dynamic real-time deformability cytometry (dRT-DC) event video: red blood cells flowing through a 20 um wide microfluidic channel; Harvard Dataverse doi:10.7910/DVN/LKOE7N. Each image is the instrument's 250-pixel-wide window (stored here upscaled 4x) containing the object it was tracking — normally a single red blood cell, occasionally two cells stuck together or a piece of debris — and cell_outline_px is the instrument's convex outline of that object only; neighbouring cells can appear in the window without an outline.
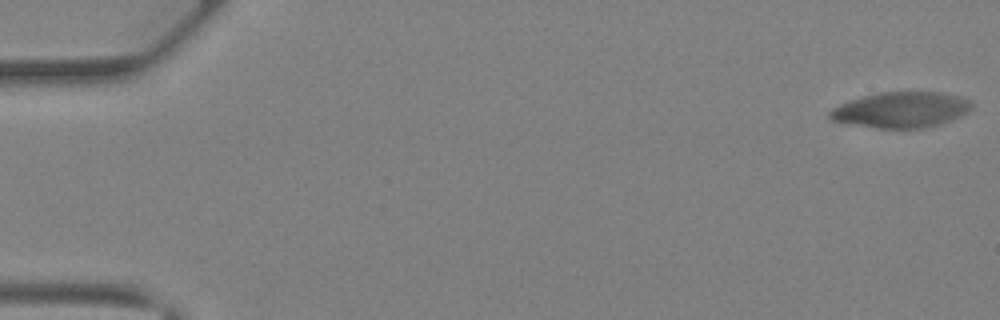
{"species": "Egyptian fruit bat (a non-hibernating species)", "species_latin": "Rousettus aegyptiacus", "temperature_condition": "warm", "stored_images_in_passage": 51, "camera_frame_rate_fps": 3000, "um_per_image_px": 0.085, "animal": {"sex": "female"}, "frame": {"image": 1, "passage_image": 1, "time_ms": 0.0, "image_size_px": [1000, 320], "cell_outline_px": [[972, 108], [968, 112], [960, 116], [940, 124], [924, 128], [876, 128], [840, 124], [832, 120], [828, 116], [828, 112], [832, 108], [848, 100], [880, 92], [940, 92], [960, 96], [968, 100], [972, 104]], "centroid_in_image_um": [76.54, 9.34], "position_along_channel_um": 8.5, "area_um2": 29.82}}
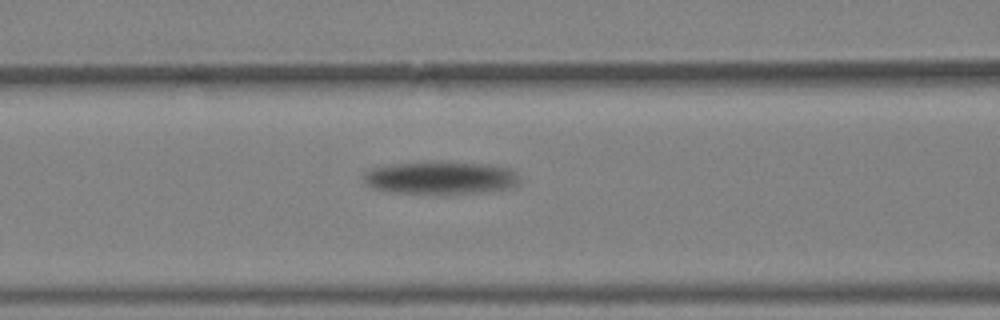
{"frame": {"image": 2, "passage_image": 24, "time_ms": 7.667, "image_size_px": [1000, 320], "cell_outline_px": [[520, 180], [516, 184], [508, 188], [496, 192], [440, 196], [392, 192], [376, 188], [368, 184], [364, 180], [364, 176], [372, 168], [396, 164], [488, 164], [508, 168], [520, 176]], "centroid_in_image_um": [37.55, 15.2], "position_along_channel_um": 129.1, "area_um2": 29.59}}
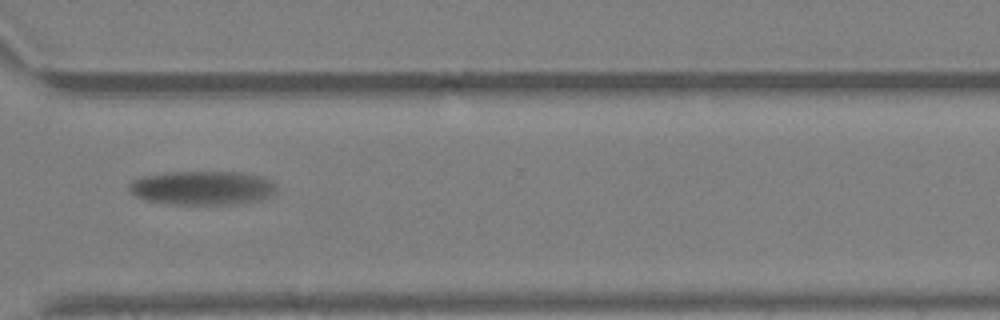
{"frame": {"image": 3, "passage_image": 41, "time_ms": 13.333, "image_size_px": [1000, 320], "cell_outline_px": [[276, 192], [272, 196], [260, 200], [236, 204], [172, 204], [144, 200], [136, 196], [128, 188], [128, 184], [132, 180], [140, 176], [168, 172], [240, 172], [264, 176], [272, 180], [276, 184]], "centroid_in_image_um": [17.23, 15.96], "position_along_channel_um": 353.4, "area_um2": 29.59}}